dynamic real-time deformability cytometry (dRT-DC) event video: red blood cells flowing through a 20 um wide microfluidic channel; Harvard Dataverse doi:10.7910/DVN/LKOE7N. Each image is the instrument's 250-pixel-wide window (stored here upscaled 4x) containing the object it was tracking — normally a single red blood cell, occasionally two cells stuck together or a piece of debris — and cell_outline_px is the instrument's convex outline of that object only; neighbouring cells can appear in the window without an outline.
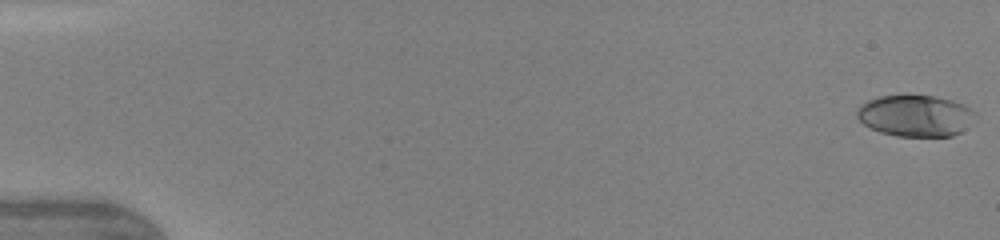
{"species": "human", "species_latin": "Homo sapiens", "temperature_condition": "warm", "stored_images_in_passage": 112, "camera_frame_rate_fps": 3000, "um_per_image_px": 0.085, "donor": {"sex": "female"}, "frame": {"image": 1, "passage_image": 1, "time_ms": 0.0, "image_size_px": [1000, 240], "cell_outline_px": [[968, 112], [960, 132], [952, 136], [896, 136], [880, 132], [864, 124], [856, 116], [856, 112], [860, 104], [868, 100], [880, 96], [936, 96], [952, 100], [964, 104], [968, 108]], "centroid_in_image_um": [77.64, 9.83], "position_along_channel_um": 7.4, "area_um2": 27.46}}
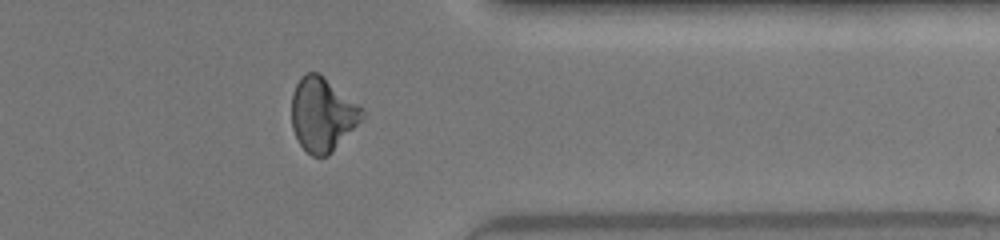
{"frame": {"image": 2, "passage_image": 88, "time_ms": 12.667, "image_size_px": [1000, 240], "cell_outline_px": [[364, 116], [332, 152], [328, 156], [312, 156], [300, 144], [292, 128], [292, 92], [300, 76], [304, 72], [316, 72], [364, 108]], "centroid_in_image_um": [27.38, 9.72], "position_along_channel_um": 384.0, "area_um2": 29.88}}
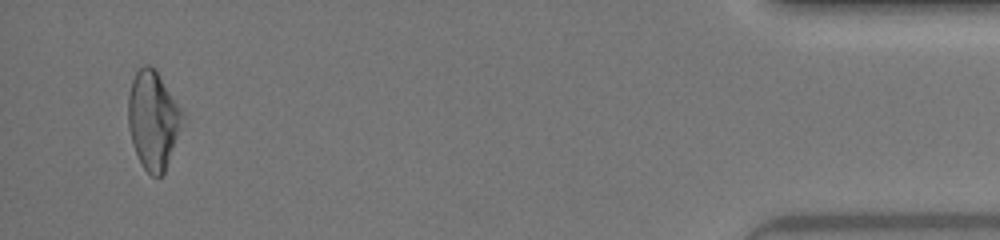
{"frame": {"image": 3, "passage_image": 106, "time_ms": 15.0, "image_size_px": [1000, 240], "cell_outline_px": [[184, 116], [164, 172], [160, 176], [152, 176], [144, 168], [132, 144], [128, 128], [128, 96], [132, 80], [136, 72], [144, 64], [148, 64], [156, 68], [184, 112]], "centroid_in_image_um": [13.0, 10.13], "position_along_channel_um": 422.2, "area_um2": 30.87}, "authors_computed_cell_mechanics": {"area_um2": 29.478, "velocity_mm_per_s": 4.3321, "shape_relaxation_time_tau1_ms": 6.2421, "shape_relaxation_time_tau2_ms": 1.4687, "deformation_change_tau1": 0.2186, "deformation_change_tau2": 0.0702}}